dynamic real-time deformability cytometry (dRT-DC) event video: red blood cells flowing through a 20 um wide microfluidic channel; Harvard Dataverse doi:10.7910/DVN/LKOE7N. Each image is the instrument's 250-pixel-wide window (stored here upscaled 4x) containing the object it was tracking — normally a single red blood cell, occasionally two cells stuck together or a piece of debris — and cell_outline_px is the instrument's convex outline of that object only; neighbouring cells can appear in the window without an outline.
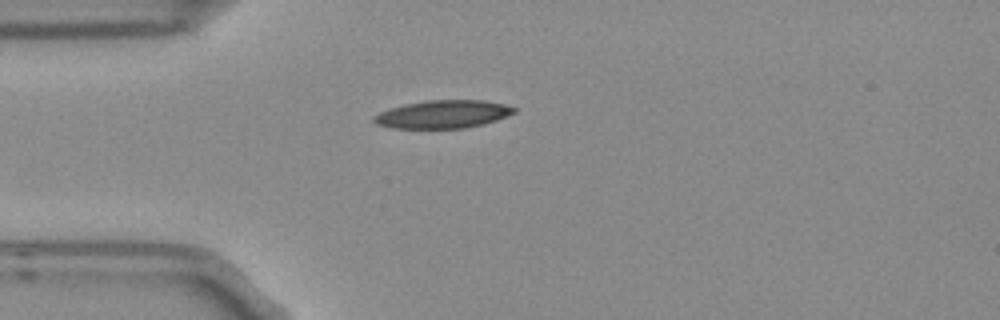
{"species": "Egyptian fruit bat (a non-hibernating species)", "species_latin": "Rousettus aegyptiacus", "temperature_condition": "room temperature", "stored_images_in_passage": 2, "camera_frame_rate_fps": 3000, "um_per_image_px": 0.085, "frame": {"image": 1, "passage_image": 1, "time_ms": 0.0, "image_size_px": [1000, 320], "cell_outline_px": [[516, 112], [496, 120], [484, 124], [464, 128], [392, 128], [376, 124], [372, 120], [372, 116], [388, 108], [404, 104], [428, 100], [484, 100], [504, 104], [516, 108]], "centroid_in_image_um": [37.62, 9.71], "position_along_channel_um": 47.4, "area_um2": 22.95}}